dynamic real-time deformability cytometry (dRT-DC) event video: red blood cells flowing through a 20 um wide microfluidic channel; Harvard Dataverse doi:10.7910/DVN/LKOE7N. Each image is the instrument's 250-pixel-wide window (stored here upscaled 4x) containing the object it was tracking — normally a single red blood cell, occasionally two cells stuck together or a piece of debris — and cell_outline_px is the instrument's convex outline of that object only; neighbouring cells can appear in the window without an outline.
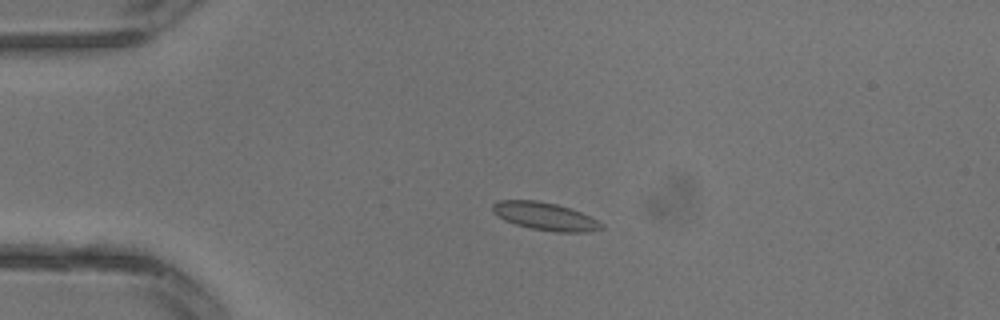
{"species": "common noctule bat (a hibernating species)", "species_latin": "Nyctalus noctula", "temperature_condition": "warm", "stored_images_in_passage": 3, "camera_frame_rate_fps": 3000, "um_per_image_px": 0.085, "animal": {"sex": "male", "body_mass_g": 13.3}, "frame": {"image": 1, "passage_image": 2, "time_ms": 0.333, "image_size_px": [1000, 320], "cell_outline_px": [[604, 228], [588, 232], [556, 232], [532, 228], [516, 224], [504, 220], [492, 212], [492, 204], [500, 200], [536, 200], [556, 204], [580, 212], [604, 224]], "centroid_in_image_um": [46.31, 18.39], "position_along_channel_um": 38.7, "area_um2": 17.46}}